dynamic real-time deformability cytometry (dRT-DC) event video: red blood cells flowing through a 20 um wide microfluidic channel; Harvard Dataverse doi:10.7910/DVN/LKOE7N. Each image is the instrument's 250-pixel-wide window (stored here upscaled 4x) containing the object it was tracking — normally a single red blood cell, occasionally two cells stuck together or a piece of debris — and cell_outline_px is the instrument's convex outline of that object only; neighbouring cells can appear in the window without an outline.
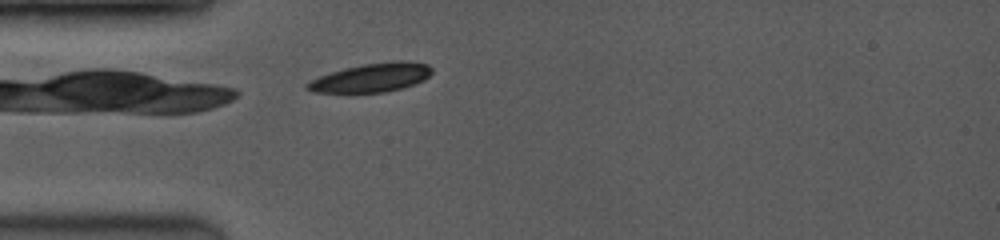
{"species": "common noctule bat (a hibernating species)", "species_latin": "Nyctalus noctula", "temperature_condition": "room temperature", "stored_images_in_passage": 3, "camera_frame_rate_fps": 3500, "um_per_image_px": 0.085, "animal": {"sex": "female", "body_mass_g": 19.0, "forearm_length_mm": 53.3}, "frame": {"image": 1, "passage_image": 1, "time_ms": 0.0, "image_size_px": [1000, 240], "cell_outline_px": [[432, 72], [424, 80], [400, 88], [384, 92], [312, 92], [304, 88], [304, 84], [320, 76], [344, 68], [364, 64], [400, 60], [428, 64], [432, 68]], "centroid_in_image_um": [31.56, 6.59], "position_along_channel_um": 53.4, "area_um2": 20.58}}
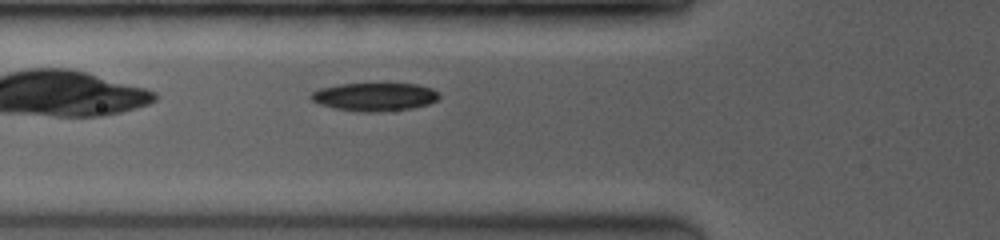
{"frame": {"image": 2, "passage_image": 3, "time_ms": 1.143, "image_size_px": [1000, 240], "cell_outline_px": [[440, 96], [436, 100], [428, 104], [412, 108], [376, 112], [356, 112], [336, 108], [320, 104], [312, 100], [308, 96], [312, 92], [320, 88], [340, 84], [416, 84], [432, 88]], "centroid_in_image_um": [31.82, 8.23], "position_along_channel_um": 94.0, "area_um2": 20.92}}